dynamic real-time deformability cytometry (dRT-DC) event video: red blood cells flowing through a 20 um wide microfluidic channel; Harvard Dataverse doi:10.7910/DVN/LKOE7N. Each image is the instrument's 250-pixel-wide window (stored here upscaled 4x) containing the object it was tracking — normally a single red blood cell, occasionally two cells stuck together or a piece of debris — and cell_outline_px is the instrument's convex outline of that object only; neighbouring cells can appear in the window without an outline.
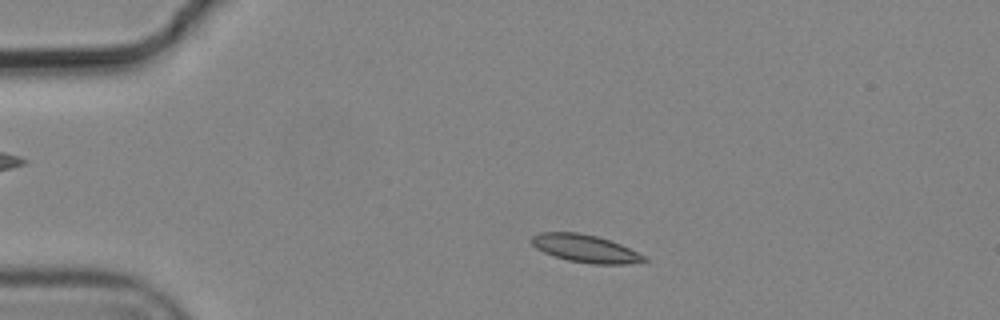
{"species": "common noctule bat (a hibernating species)", "species_latin": "Nyctalus noctula", "temperature_condition": "cold", "stored_images_in_passage": 6, "camera_frame_rate_fps": 3000, "um_per_image_px": 0.085, "animal": {"sex": "male", "body_mass_g": 19.2, "forearm_length_mm": 51.8}, "frame": {"image": 1, "passage_image": 2, "time_ms": 0.333, "image_size_px": [1000, 320], "cell_outline_px": [[648, 260], [624, 264], [592, 264], [568, 260], [544, 252], [536, 248], [532, 244], [532, 236], [540, 232], [576, 232], [596, 236], [620, 244], [648, 256]], "centroid_in_image_um": [49.77, 21.12], "position_along_channel_um": 35.2, "area_um2": 17.98}}
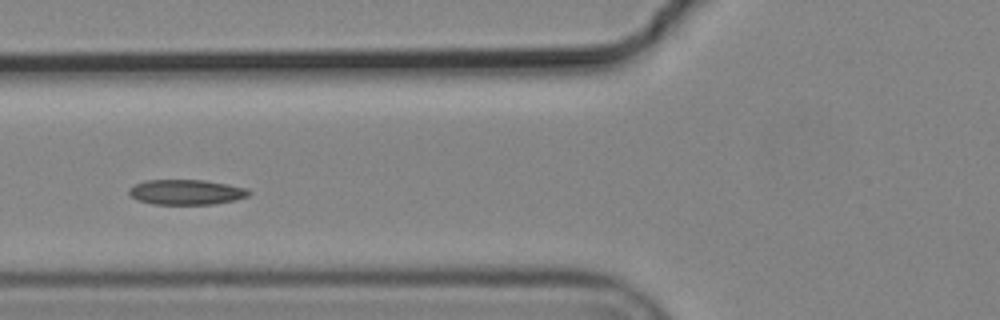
{"frame": {"image": 2, "passage_image": 5, "time_ms": 1.333, "image_size_px": [1000, 320], "cell_outline_px": [[252, 192], [248, 196], [236, 200], [212, 204], [152, 204], [136, 200], [128, 192], [128, 188], [144, 180], [204, 180], [228, 184], [248, 188]], "centroid_in_image_um": [15.84, 16.33], "position_along_channel_um": 110.0, "area_um2": 17.69}}
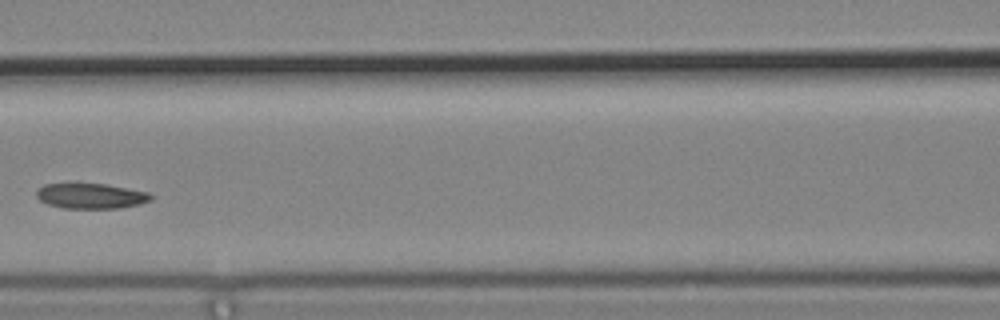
{"frame": {"image": 3, "passage_image": 6, "time_ms": 1.667, "image_size_px": [1000, 320], "cell_outline_px": [[152, 200], [140, 204], [120, 208], [64, 208], [48, 204], [40, 200], [36, 196], [36, 192], [44, 184], [72, 180], [104, 184], [148, 192], [152, 196]], "centroid_in_image_um": [7.66, 16.61], "position_along_channel_um": 158.9, "area_um2": 17.51}}